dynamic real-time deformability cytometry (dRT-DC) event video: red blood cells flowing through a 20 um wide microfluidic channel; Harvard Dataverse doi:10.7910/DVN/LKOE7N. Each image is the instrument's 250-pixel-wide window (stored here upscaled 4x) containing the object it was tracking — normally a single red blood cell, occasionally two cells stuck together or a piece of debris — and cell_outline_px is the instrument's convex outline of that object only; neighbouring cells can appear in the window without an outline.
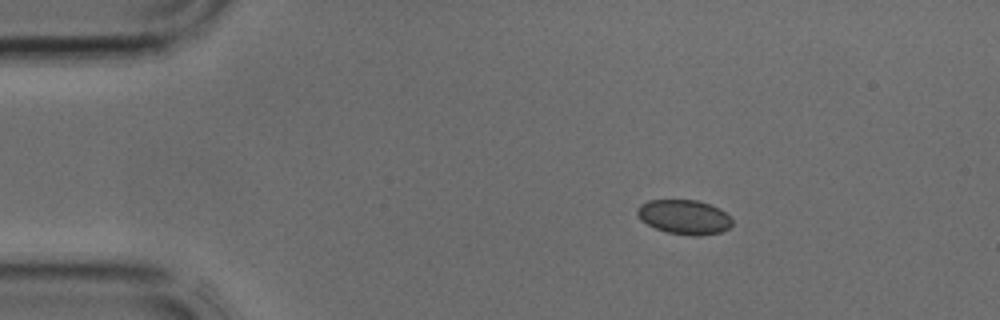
{"species": "common noctule bat (a hibernating species)", "species_latin": "Nyctalus noctula", "temperature_condition": "cold", "stored_images_in_passage": 3, "segment_of_instrument_passage": [1, 2], "camera_frame_rate_fps": 3000, "um_per_image_px": 0.085, "animal": {"sex": "male", "body_mass_g": 17.9, "forearm_length_mm": 54.2}, "frame": {"image": 1, "passage_image": 1, "time_ms": 0.0, "image_size_px": [1000, 320], "cell_outline_px": [[732, 224], [728, 228], [720, 232], [700, 236], [692, 236], [668, 232], [656, 228], [640, 220], [636, 212], [636, 208], [640, 204], [648, 200], [696, 200], [720, 208], [732, 220]], "centroid_in_image_um": [58.13, 18.44], "position_along_channel_um": 26.9, "area_um2": 19.02}}